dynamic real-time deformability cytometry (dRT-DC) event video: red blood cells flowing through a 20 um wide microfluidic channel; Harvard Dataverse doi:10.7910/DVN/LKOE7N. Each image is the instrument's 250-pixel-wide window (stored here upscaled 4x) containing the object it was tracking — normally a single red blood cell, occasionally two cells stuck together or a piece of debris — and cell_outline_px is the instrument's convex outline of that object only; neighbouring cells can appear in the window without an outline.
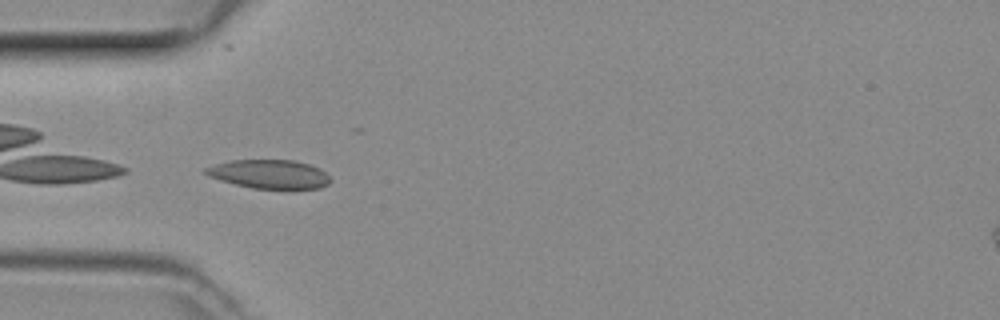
{"species": "common noctule bat (a hibernating species)", "species_latin": "Nyctalus noctula", "temperature_condition": "room temperature", "stored_images_in_passage": 38, "camera_frame_rate_fps": 3000, "um_per_image_px": 0.085, "animal": {"sex": "female", "body_mass_g": 29.2, "forearm_length_mm": 56.3}, "frame": {"image": 1, "passage_image": 4, "time_ms": 1.0, "image_size_px": [1000, 320], "cell_outline_px": [[332, 180], [328, 184], [320, 188], [292, 192], [252, 188], [220, 180], [208, 176], [204, 172], [204, 168], [216, 164], [232, 160], [292, 160], [308, 164], [320, 168]], "centroid_in_image_um": [22.96, 14.85], "position_along_channel_um": 62.0, "area_um2": 21.68}}
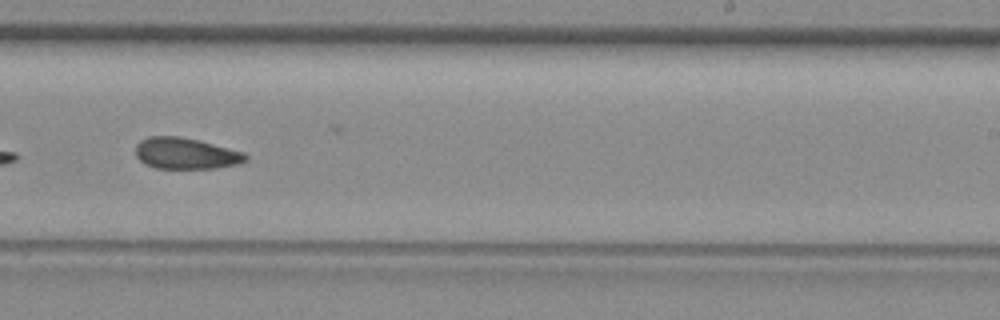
{"frame": {"image": 2, "passage_image": 19, "time_ms": 6.0, "image_size_px": [1000, 320], "cell_outline_px": [[248, 160], [236, 164], [216, 168], [156, 168], [144, 164], [136, 156], [136, 144], [140, 140], [148, 136], [180, 136], [200, 140], [244, 152], [248, 156]], "centroid_in_image_um": [15.78, 13.03], "position_along_channel_um": 273.2, "area_um2": 20.17}}
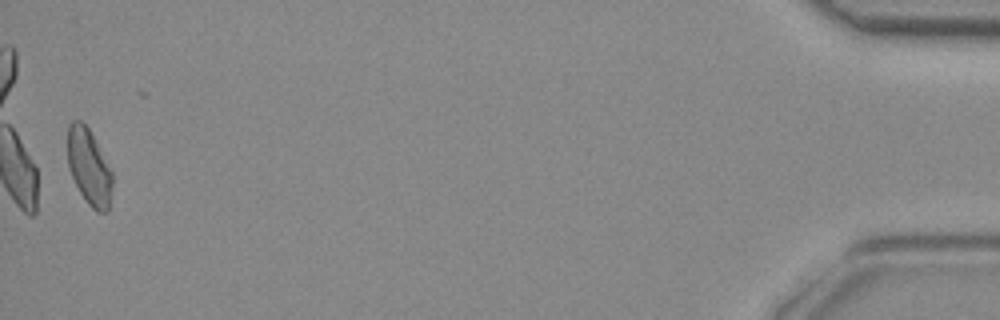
{"frame": {"image": 3, "passage_image": 37, "time_ms": 12.0, "image_size_px": [1000, 320], "cell_outline_px": [[112, 188], [108, 212], [96, 212], [88, 204], [80, 192], [68, 168], [68, 124], [72, 120], [80, 120], [88, 128], [112, 172]], "centroid_in_image_um": [7.56, 14.22], "position_along_channel_um": 427.6, "area_um2": 19.59}}